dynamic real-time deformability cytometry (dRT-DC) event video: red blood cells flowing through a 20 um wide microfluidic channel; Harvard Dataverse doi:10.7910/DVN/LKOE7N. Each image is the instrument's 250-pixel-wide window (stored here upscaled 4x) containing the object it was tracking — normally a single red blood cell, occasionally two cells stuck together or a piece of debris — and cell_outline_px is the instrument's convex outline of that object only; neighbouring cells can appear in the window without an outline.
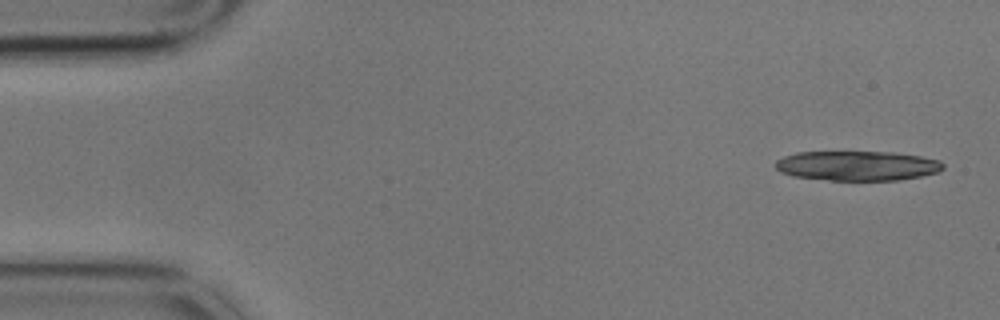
{"species": "common noctule bat (a hibernating species)", "species_latin": "Nyctalus noctula", "temperature_condition": "cold", "stored_images_in_passage": 4, "camera_frame_rate_fps": 3000, "um_per_image_px": 0.085, "animal": {"sex": "male", "body_mass_g": 17.9}, "frame": {"image": 1, "passage_image": 1, "time_ms": 0.0, "image_size_px": [1000, 320], "cell_outline_px": [[944, 168], [936, 172], [920, 176], [900, 180], [828, 180], [792, 176], [780, 172], [776, 168], [776, 160], [784, 156], [796, 152], [892, 152], [920, 156], [940, 160], [944, 164]], "centroid_in_image_um": [72.86, 14.09], "position_along_channel_um": 12.1, "area_um2": 29.02}}